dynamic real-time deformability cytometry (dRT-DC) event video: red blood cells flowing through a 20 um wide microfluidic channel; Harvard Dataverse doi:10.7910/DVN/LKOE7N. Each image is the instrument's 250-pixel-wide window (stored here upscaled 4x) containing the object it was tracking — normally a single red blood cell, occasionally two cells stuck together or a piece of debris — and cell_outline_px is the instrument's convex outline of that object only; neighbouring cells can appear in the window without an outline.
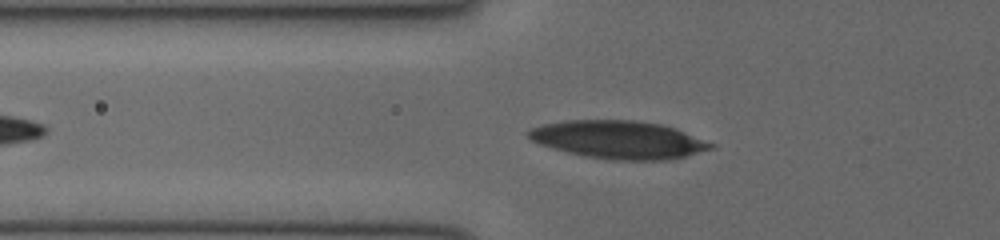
{"species": "human", "species_latin": "Homo sapiens", "temperature_condition": "cold", "stored_images_in_passage": 33, "camera_frame_rate_fps": 3000, "um_per_image_px": 0.085, "donor": {"sex": "female"}, "frame": {"image": 1, "passage_image": 7, "time_ms": 2.0, "image_size_px": [1000, 240], "cell_outline_px": [[716, 148], [668, 160], [616, 160], [588, 156], [568, 152], [540, 144], [532, 140], [528, 136], [528, 132], [532, 128], [544, 124], [564, 120], [636, 120], [660, 124], [684, 132], [716, 144]], "centroid_in_image_um": [52.62, 11.87], "position_along_channel_um": 73.2, "area_um2": 39.88}}
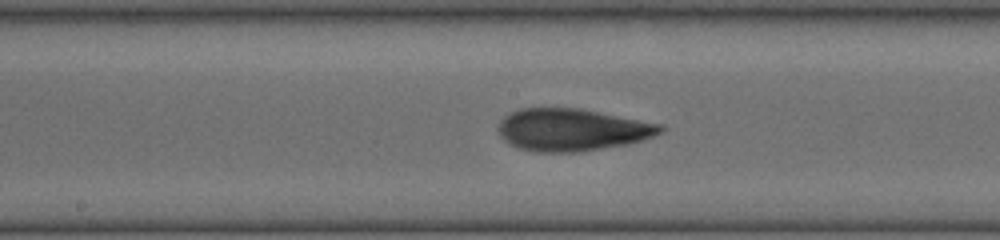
{"frame": {"image": 2, "passage_image": 16, "time_ms": 5.0, "image_size_px": [1000, 240], "cell_outline_px": [[664, 132], [628, 144], [580, 152], [536, 152], [520, 148], [504, 140], [500, 136], [496, 128], [500, 120], [504, 116], [520, 108], [576, 108], [664, 124]], "centroid_in_image_um": [48.61, 11.03], "position_along_channel_um": 199.6, "area_um2": 39.94}}
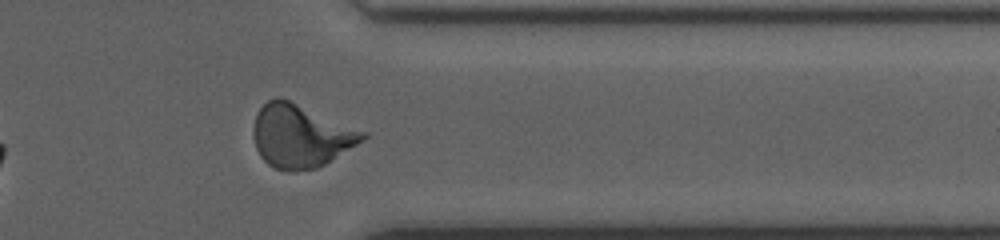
{"frame": {"image": 3, "passage_image": 29, "time_ms": 9.333, "image_size_px": [1000, 240], "cell_outline_px": [[368, 136], [364, 140], [324, 164], [316, 168], [296, 172], [292, 172], [276, 168], [268, 164], [260, 156], [256, 148], [252, 136], [252, 132], [256, 112], [268, 100], [276, 96], [280, 96], [368, 132]], "centroid_in_image_um": [25.54, 11.54], "position_along_channel_um": 385.9, "area_um2": 40.4}}